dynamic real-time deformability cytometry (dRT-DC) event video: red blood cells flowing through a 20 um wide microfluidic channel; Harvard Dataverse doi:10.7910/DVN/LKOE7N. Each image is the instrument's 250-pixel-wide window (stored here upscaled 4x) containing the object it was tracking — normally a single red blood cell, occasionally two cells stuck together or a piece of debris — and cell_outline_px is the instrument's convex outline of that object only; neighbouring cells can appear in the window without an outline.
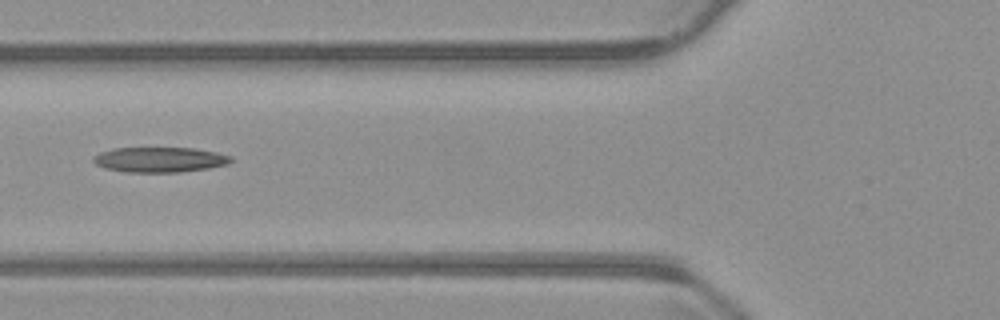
{"species": "common noctule bat (a hibernating species)", "species_latin": "Nyctalus noctula", "temperature_condition": "warm", "stored_images_in_passage": 21, "camera_frame_rate_fps": 3000, "um_per_image_px": 0.085, "animal": {"sex": "male", "body_mass_g": 23.1, "forearm_length_mm": 52.7}, "frame": {"image": 1, "passage_image": 4, "time_ms": 1.0, "image_size_px": [1000, 320], "cell_outline_px": [[232, 160], [228, 164], [208, 168], [180, 172], [124, 172], [104, 168], [96, 164], [92, 160], [92, 156], [100, 152], [112, 148], [192, 148], [216, 152], [232, 156]], "centroid_in_image_um": [13.54, 13.57], "position_along_channel_um": 112.3, "area_um2": 20.23}}
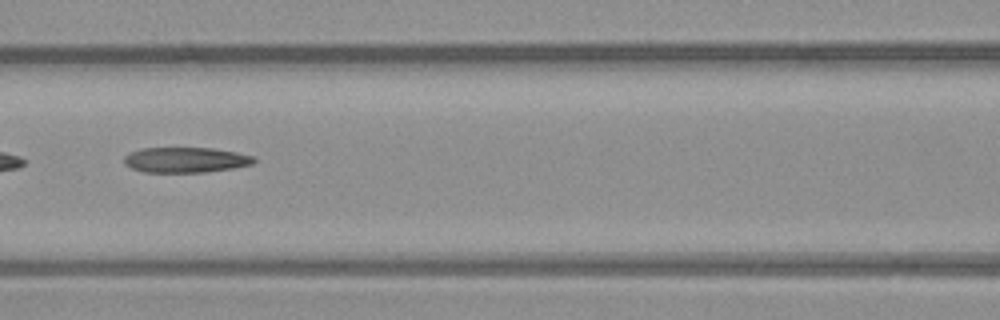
{"frame": {"image": 2, "passage_image": 7, "time_ms": 2.0, "image_size_px": [1000, 320], "cell_outline_px": [[256, 160], [252, 164], [232, 168], [204, 172], [144, 172], [132, 168], [124, 164], [124, 156], [140, 148], [212, 148], [236, 152], [256, 156]], "centroid_in_image_um": [15.79, 13.59], "position_along_channel_um": 150.8, "area_um2": 19.13}}
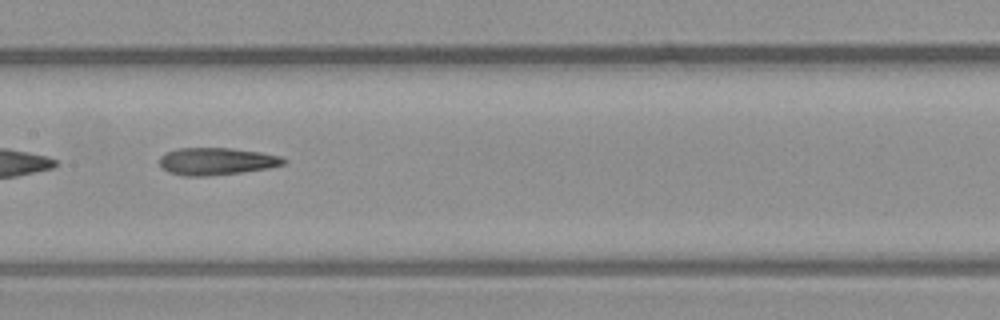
{"frame": {"image": 3, "passage_image": 10, "time_ms": 3.0, "image_size_px": [1000, 320], "cell_outline_px": [[288, 160], [284, 164], [268, 168], [240, 172], [208, 176], [184, 176], [168, 172], [160, 168], [160, 156], [168, 152], [180, 148], [232, 148], [260, 152], [280, 156]], "centroid_in_image_um": [18.39, 13.71], "position_along_channel_um": 189.0, "area_um2": 19.71}}